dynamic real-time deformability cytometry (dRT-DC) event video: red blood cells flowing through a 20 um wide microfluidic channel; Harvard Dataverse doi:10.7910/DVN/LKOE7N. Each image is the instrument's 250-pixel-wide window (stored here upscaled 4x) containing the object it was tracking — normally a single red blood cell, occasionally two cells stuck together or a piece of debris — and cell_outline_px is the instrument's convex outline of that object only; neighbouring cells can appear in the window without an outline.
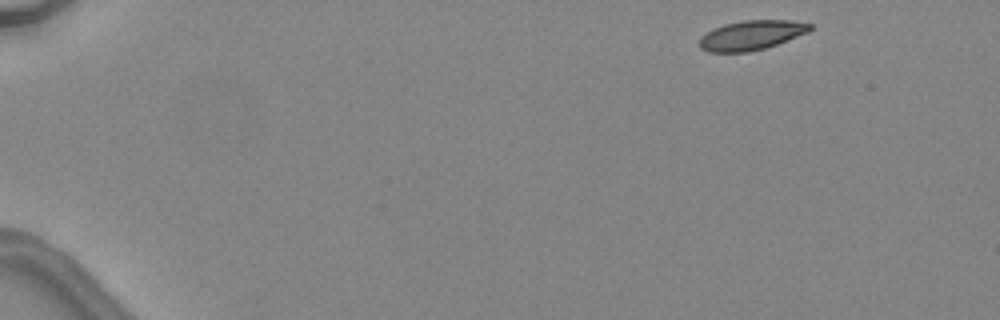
{"species": "common noctule bat (a hibernating species)", "species_latin": "Nyctalus noctula", "temperature_condition": "warm", "stored_images_in_passage": 4, "camera_frame_rate_fps": 3000, "um_per_image_px": 0.085, "animal": {"sex": "female", "body_mass_g": 24.6, "forearm_length_mm": 56.2}, "frame": {"image": 1, "passage_image": 1, "time_ms": 0.0, "image_size_px": [1000, 320], "cell_outline_px": [[812, 28], [808, 32], [776, 44], [764, 48], [748, 52], [708, 52], [700, 48], [700, 36], [712, 28], [724, 24], [744, 20], [792, 20], [812, 24]], "centroid_in_image_um": [63.84, 2.98], "position_along_channel_um": 21.2, "area_um2": 19.02}}
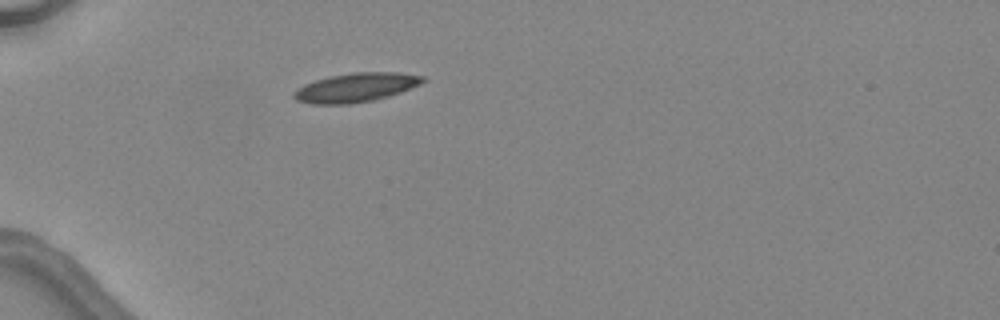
{"frame": {"image": 2, "passage_image": 4, "time_ms": 3.333, "image_size_px": [1000, 320], "cell_outline_px": [[424, 80], [420, 84], [400, 92], [388, 96], [372, 100], [348, 104], [312, 104], [296, 100], [292, 96], [292, 92], [304, 84], [316, 80], [332, 76], [352, 72], [396, 72], [424, 76]], "centroid_in_image_um": [30.21, 7.44], "position_along_channel_um": 54.8, "area_um2": 21.62}}